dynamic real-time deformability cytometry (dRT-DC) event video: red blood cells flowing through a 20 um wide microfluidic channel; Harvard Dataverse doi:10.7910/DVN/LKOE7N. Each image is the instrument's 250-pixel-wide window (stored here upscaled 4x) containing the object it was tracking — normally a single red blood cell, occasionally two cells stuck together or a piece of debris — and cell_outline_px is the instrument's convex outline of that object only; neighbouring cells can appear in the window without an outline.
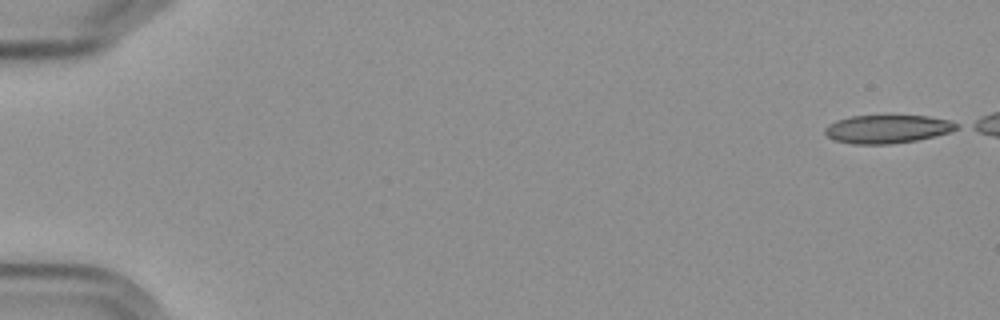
{"species": "Egyptian fruit bat (a non-hibernating species)", "species_latin": "Rousettus aegyptiacus", "temperature_condition": "cold", "stored_images_in_passage": 5, "segment_of_instrument_passage": [2, 2], "camera_frame_rate_fps": 3000, "um_per_image_px": 0.085, "frame": {"image": 1, "passage_image": 5, "time_ms": 5.667, "image_size_px": [1000, 320], "cell_outline_px": [[960, 128], [936, 136], [916, 140], [888, 144], [852, 144], [836, 140], [828, 136], [824, 132], [824, 128], [828, 124], [836, 120], [852, 116], [928, 116], [948, 120], [960, 124]], "centroid_in_image_um": [75.43, 10.97], "position_along_channel_um": 9.6, "area_um2": 21.62}}